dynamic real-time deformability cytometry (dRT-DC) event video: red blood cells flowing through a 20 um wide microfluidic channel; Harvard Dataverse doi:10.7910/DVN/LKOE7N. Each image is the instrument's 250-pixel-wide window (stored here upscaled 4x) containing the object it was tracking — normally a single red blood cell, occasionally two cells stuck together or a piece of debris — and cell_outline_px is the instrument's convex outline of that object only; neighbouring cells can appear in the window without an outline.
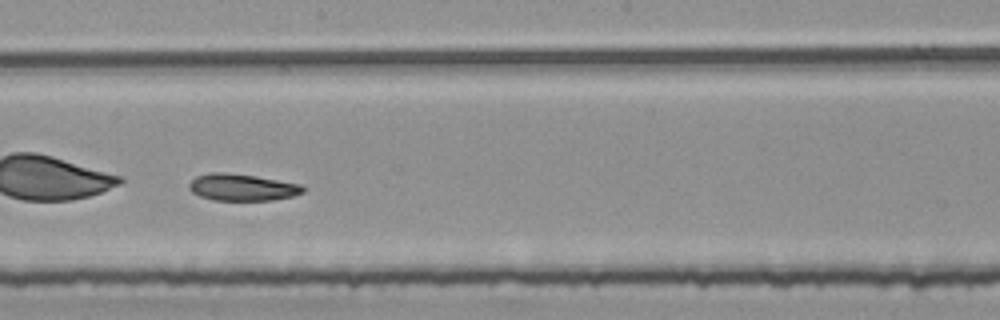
{"species": "common noctule bat (a hibernating species)", "species_latin": "Nyctalus noctula", "temperature_condition": "room temperature", "stored_images_in_passage": 52, "camera_frame_rate_fps": 3000, "um_per_image_px": 0.085, "animal": {"sex": "female", "body_mass_g": 25.1}, "frame": {"image": 1, "passage_image": 30, "time_ms": 9.667, "image_size_px": [1000, 320], "cell_outline_px": [[304, 192], [292, 196], [272, 200], [212, 200], [200, 196], [192, 192], [188, 188], [188, 184], [196, 176], [212, 172], [224, 172], [256, 176], [300, 184], [304, 188]], "centroid_in_image_um": [20.55, 15.92], "position_along_channel_um": 227.7, "area_um2": 17.74}}
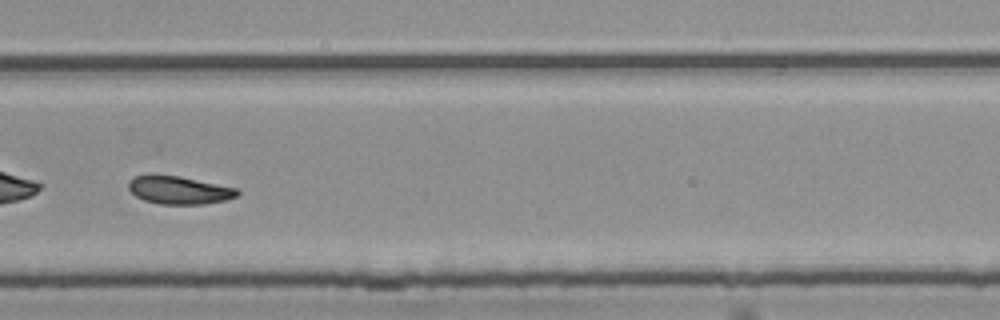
{"frame": {"image": 2, "passage_image": 37, "time_ms": 12.0, "image_size_px": [1000, 320], "cell_outline_px": [[240, 192], [236, 196], [228, 200], [204, 204], [160, 204], [144, 200], [136, 196], [128, 188], [128, 180], [132, 176], [180, 176], [236, 188]], "centroid_in_image_um": [15.23, 16.17], "position_along_channel_um": 314.6, "area_um2": 17.51}, "authors_computed_cell_mechanics": {"area_um2": 18.4382, "velocity_mm_per_s": 3.7393, "shape_relaxation_time_tau1_ms": 3.4735, "shape_relaxation_time_tau2_ms": 7.1819, "deformation_change_tau1": 0.1912, "deformation_change_tau2": 0.0816}}